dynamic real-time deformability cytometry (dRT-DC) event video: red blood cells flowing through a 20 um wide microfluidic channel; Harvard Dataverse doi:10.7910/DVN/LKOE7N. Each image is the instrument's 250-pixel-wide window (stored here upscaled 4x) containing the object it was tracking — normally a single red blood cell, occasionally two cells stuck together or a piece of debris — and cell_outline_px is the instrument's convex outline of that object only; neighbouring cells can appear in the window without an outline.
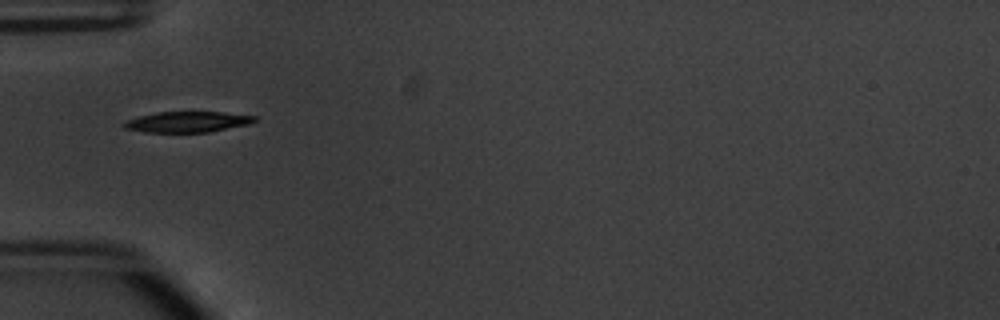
{"species": "common noctule bat (a hibernating species)", "species_latin": "Nyctalus noctula", "temperature_condition": "warm", "stored_images_in_passage": 36, "camera_frame_rate_fps": 3000, "um_per_image_px": 0.085, "animal": {"sex": "male", "body_mass_g": 20.1, "forearm_length_mm": 53.5}, "frame": {"image": 1, "passage_image": 1, "time_ms": 0.0, "image_size_px": [1000, 320], "cell_outline_px": [[256, 120], [248, 124], [208, 132], [144, 132], [124, 128], [120, 124], [128, 120], [140, 116], [156, 112], [220, 112], [256, 116]], "centroid_in_image_um": [15.89, 10.36], "position_along_channel_um": 69.1, "area_um2": 15.61}}
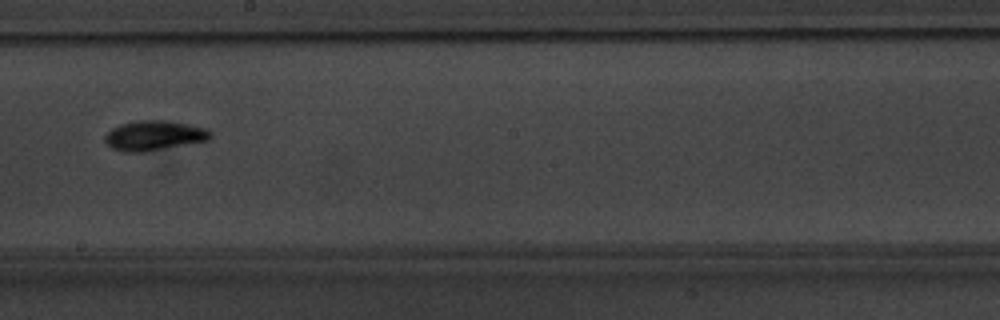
{"frame": {"image": 2, "passage_image": 14, "time_ms": 4.333, "image_size_px": [1000, 320], "cell_outline_px": [[212, 136], [208, 140], [144, 152], [124, 152], [112, 148], [104, 140], [104, 136], [112, 128], [120, 124], [140, 120], [168, 120], [208, 128], [212, 132]], "centroid_in_image_um": [13.11, 11.51], "position_along_channel_um": 235.1, "area_um2": 18.38}}
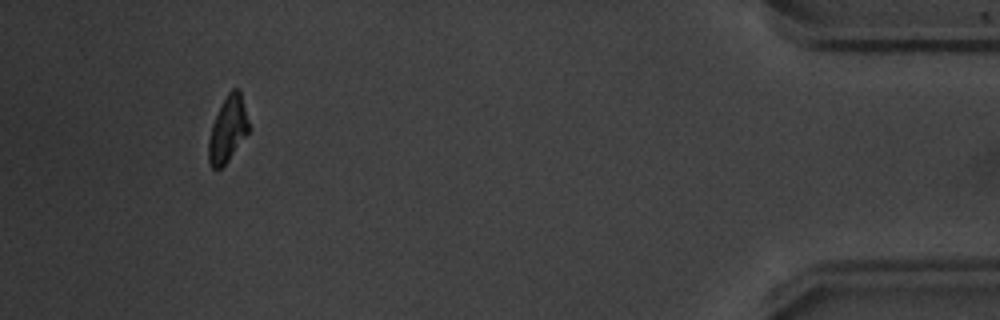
{"frame": {"image": 3, "passage_image": 33, "time_ms": 10.667, "image_size_px": [1000, 320], "cell_outline_px": [[248, 132], [228, 160], [220, 168], [212, 168], [208, 160], [208, 140], [212, 124], [228, 92], [232, 88], [240, 88], [248, 120]], "centroid_in_image_um": [19.35, 10.97], "position_along_channel_um": 415.9, "area_um2": 15.03}, "authors_computed_cell_mechanics": {"area_um2": 16.8198, "velocity_mm_per_s": 3.8369, "shape_relaxation_time_tau1_ms": 2.4414, "shape_relaxation_time_tau2_ms": 2.1982, "deformation_change_tau1": 0.1427, "deformation_change_tau2": 0.0589}}